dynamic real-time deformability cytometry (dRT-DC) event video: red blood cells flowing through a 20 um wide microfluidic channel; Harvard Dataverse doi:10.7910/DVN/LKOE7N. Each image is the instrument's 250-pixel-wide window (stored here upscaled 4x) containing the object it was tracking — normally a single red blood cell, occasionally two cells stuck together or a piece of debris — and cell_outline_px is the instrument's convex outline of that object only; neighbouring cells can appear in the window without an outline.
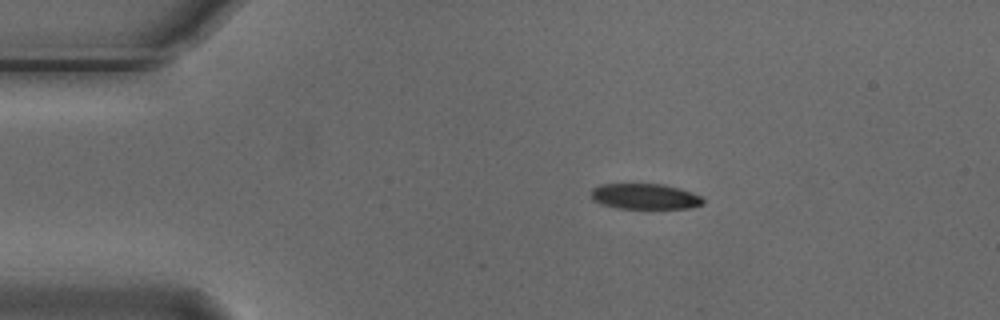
{"species": "Egyptian fruit bat (a non-hibernating species)", "species_latin": "Rousettus aegyptiacus", "temperature_condition": "cold", "stored_images_in_passage": 4, "camera_frame_rate_fps": 3000, "um_per_image_px": 0.085, "animal": {"sex": "male"}, "frame": {"image": 1, "passage_image": 2, "time_ms": 0.333, "image_size_px": [1000, 320], "cell_outline_px": [[704, 204], [688, 208], [620, 208], [604, 204], [592, 200], [592, 188], [600, 184], [664, 184], [680, 188], [692, 192], [700, 196], [704, 200]], "centroid_in_image_um": [54.84, 16.68], "position_along_channel_um": 30.2, "area_um2": 16.59}}
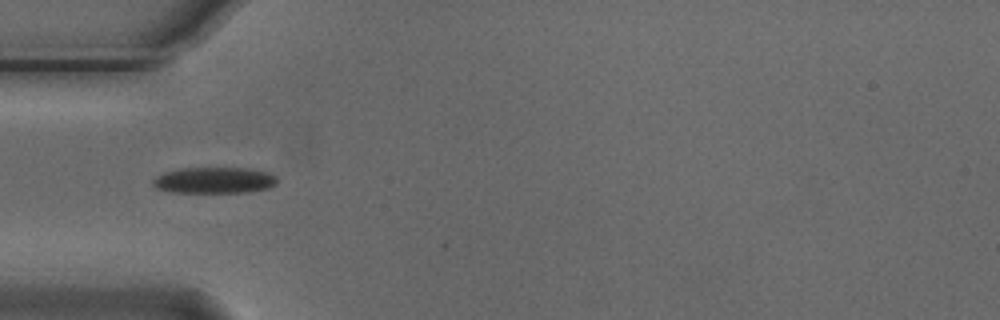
{"frame": {"image": 2, "passage_image": 4, "time_ms": 1.0, "image_size_px": [1000, 320], "cell_outline_px": [[276, 184], [268, 188], [248, 192], [172, 192], [156, 188], [152, 184], [152, 180], [156, 176], [164, 172], [180, 168], [252, 168], [268, 172], [276, 176]], "centroid_in_image_um": [18.21, 15.31], "position_along_channel_um": 66.8, "area_um2": 19.02}}